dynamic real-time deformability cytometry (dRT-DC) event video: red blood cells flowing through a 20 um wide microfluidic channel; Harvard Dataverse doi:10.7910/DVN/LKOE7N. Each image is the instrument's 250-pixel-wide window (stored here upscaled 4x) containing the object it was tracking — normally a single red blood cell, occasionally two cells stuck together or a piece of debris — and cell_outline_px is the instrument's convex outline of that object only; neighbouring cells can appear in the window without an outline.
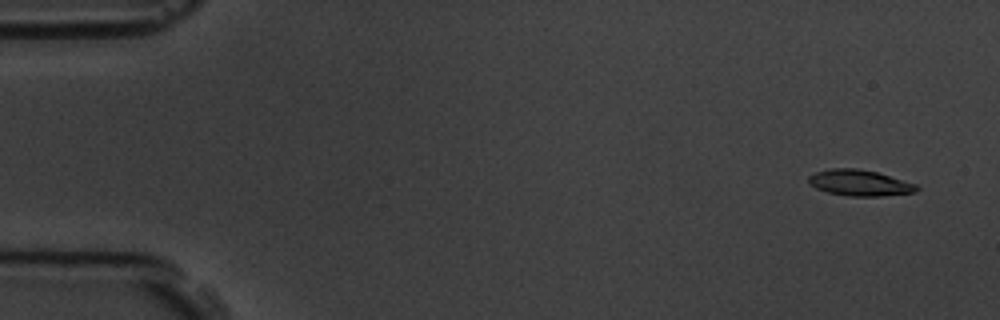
{"species": "common noctule bat (a hibernating species)", "species_latin": "Nyctalus noctula", "temperature_condition": "room temperature", "stored_images_in_passage": 5, "camera_frame_rate_fps": 3000, "um_per_image_px": 0.085, "animal": {"sex": "male", "body_mass_g": 19.5, "forearm_length_mm": 54.6}, "frame": {"image": 1, "passage_image": 2, "time_ms": 0.667, "image_size_px": [1000, 320], "cell_outline_px": [[920, 188], [916, 192], [880, 196], [848, 196], [828, 192], [816, 188], [808, 184], [808, 176], [816, 172], [832, 168], [856, 168], [876, 172], [916, 184]], "centroid_in_image_um": [73.05, 15.54], "position_along_channel_um": 12.0, "area_um2": 16.3}}
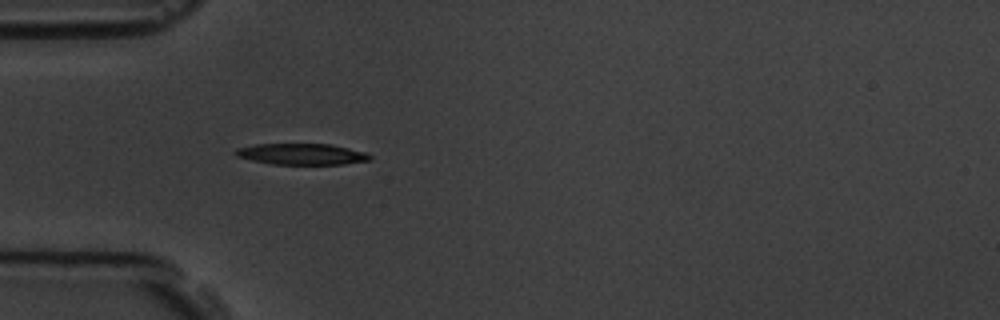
{"frame": {"image": 2, "passage_image": 5, "time_ms": 5.333, "image_size_px": [1000, 320], "cell_outline_px": [[372, 160], [344, 164], [272, 164], [252, 160], [236, 156], [236, 148], [256, 144], [332, 144], [364, 152], [372, 156]], "centroid_in_image_um": [25.67, 13.1], "position_along_channel_um": 59.3, "area_um2": 16.47}}